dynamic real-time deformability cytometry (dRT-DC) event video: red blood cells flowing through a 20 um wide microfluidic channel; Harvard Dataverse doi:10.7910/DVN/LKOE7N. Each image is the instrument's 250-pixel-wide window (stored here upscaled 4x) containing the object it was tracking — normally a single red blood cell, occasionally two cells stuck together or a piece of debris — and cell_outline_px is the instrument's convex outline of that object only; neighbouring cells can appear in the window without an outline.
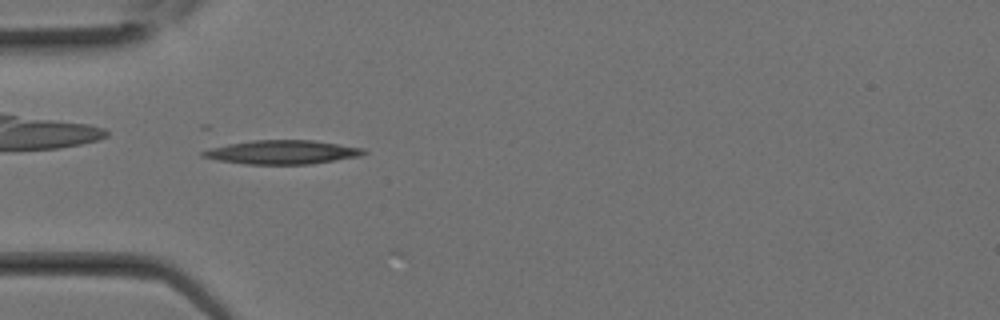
{"species": "Egyptian fruit bat (a non-hibernating species)", "species_latin": "Rousettus aegyptiacus", "temperature_condition": "room temperature", "stored_images_in_passage": 19, "camera_frame_rate_fps": 3000, "um_per_image_px": 0.085, "animal": {"sex": "female"}, "frame": {"image": 1, "passage_image": 2, "time_ms": 0.333, "image_size_px": [1000, 320], "cell_outline_px": [[368, 152], [360, 156], [312, 164], [244, 164], [216, 160], [200, 156], [200, 152], [208, 148], [228, 144], [252, 140], [312, 140], [364, 148]], "centroid_in_image_um": [23.95, 12.94], "position_along_channel_um": 61.0, "area_um2": 22.48}}
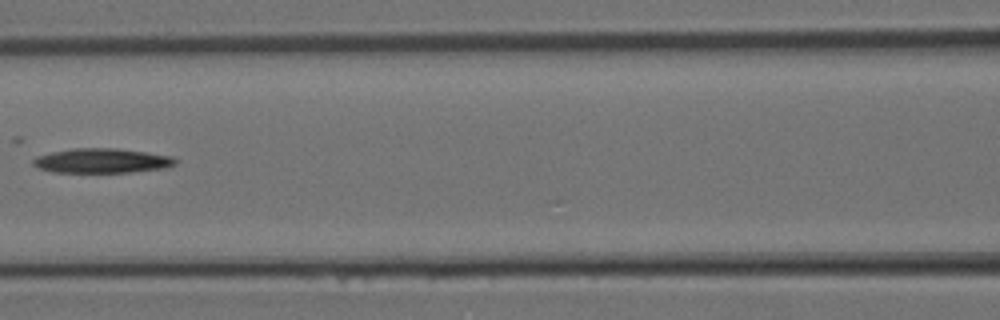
{"frame": {"image": 2, "passage_image": 6, "time_ms": 1.667, "image_size_px": [1000, 320], "cell_outline_px": [[180, 160], [176, 164], [168, 168], [132, 172], [52, 172], [40, 168], [32, 164], [32, 160], [36, 156], [52, 152], [72, 148], [116, 148], [148, 152], [172, 156]], "centroid_in_image_um": [8.72, 13.66], "position_along_channel_um": 157.9, "area_um2": 20.63}}
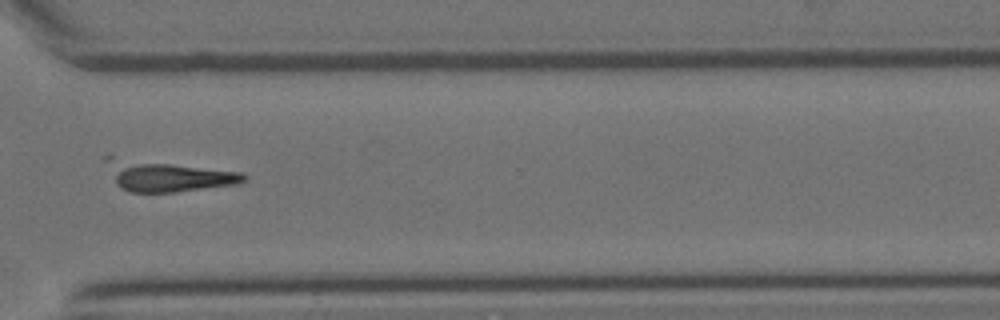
{"frame": {"image": 3, "passage_image": 14, "time_ms": 4.333, "image_size_px": [1000, 320], "cell_outline_px": [[248, 180], [240, 184], [176, 192], [132, 192], [120, 188], [116, 184], [104, 160], [104, 156], [112, 156], [244, 172], [248, 176]], "centroid_in_image_um": [14.27, 14.96], "position_along_channel_um": 356.3, "area_um2": 24.8}}